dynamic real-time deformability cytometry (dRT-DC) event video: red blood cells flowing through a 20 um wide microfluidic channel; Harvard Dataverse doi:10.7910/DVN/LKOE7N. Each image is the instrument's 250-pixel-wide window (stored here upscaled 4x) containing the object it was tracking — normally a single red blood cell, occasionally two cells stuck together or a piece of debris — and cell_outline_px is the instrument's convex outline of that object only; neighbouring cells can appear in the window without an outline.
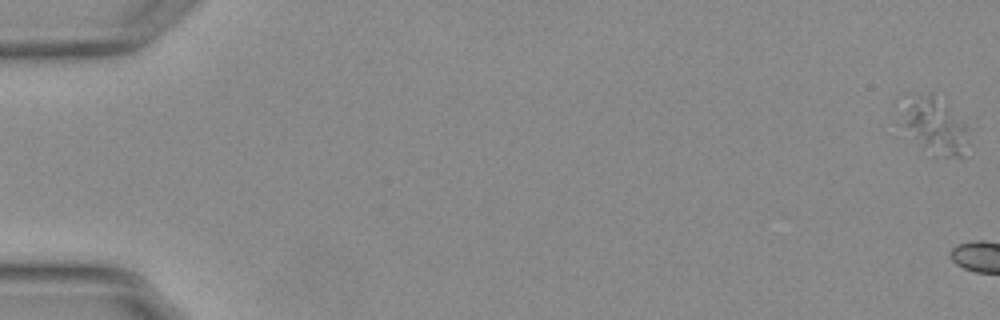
{"species": "Egyptian fruit bat (a non-hibernating species)", "species_latin": "Rousettus aegyptiacus", "temperature_condition": "warm", "stored_images_in_passage": 5, "camera_frame_rate_fps": 3000, "um_per_image_px": 0.085, "animal": {"sex": "female"}, "frame": {"image": 1, "passage_image": 1, "time_ms": 0.0, "image_size_px": [1000, 320], "cell_outline_px": [[968, 144], [964, 156], [944, 156], [924, 144], [904, 124], [912, 108], [920, 96], [932, 96], [960, 120], [968, 128]], "centroid_in_image_um": [79.72, 10.83], "position_along_channel_um": 5.3, "area_um2": 17.98}}